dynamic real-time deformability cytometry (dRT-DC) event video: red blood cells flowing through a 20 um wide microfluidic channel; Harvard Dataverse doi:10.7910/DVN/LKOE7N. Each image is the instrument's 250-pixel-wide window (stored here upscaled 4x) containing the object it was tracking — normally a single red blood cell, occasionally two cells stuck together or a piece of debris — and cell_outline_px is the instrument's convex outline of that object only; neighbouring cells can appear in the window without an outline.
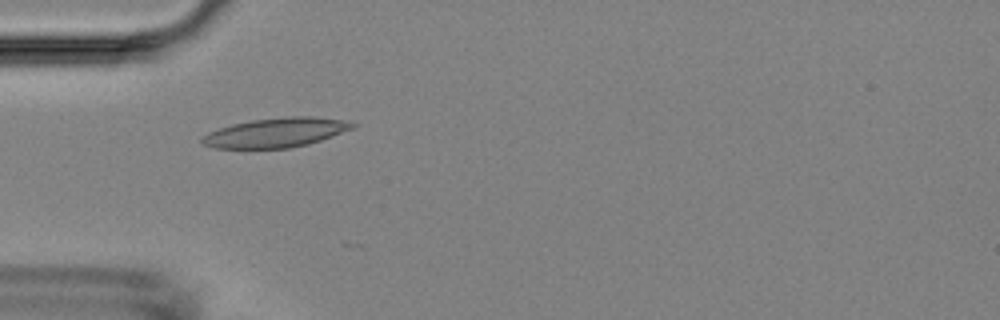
{"species": "Egyptian fruit bat (a non-hibernating species)", "species_latin": "Rousettus aegyptiacus", "temperature_condition": "room temperature", "stored_images_in_passage": 48, "camera_frame_rate_fps": 3000, "um_per_image_px": 0.085, "animal": {"sex": "female"}, "frame": {"image": 1, "passage_image": 17, "time_ms": 5.333, "image_size_px": [1000, 320], "cell_outline_px": [[356, 128], [308, 144], [288, 148], [212, 148], [200, 144], [200, 136], [208, 132], [232, 124], [252, 120], [292, 116], [312, 116], [340, 120], [356, 124]], "centroid_in_image_um": [23.4, 11.28], "position_along_channel_um": 61.6, "area_um2": 25.78}}
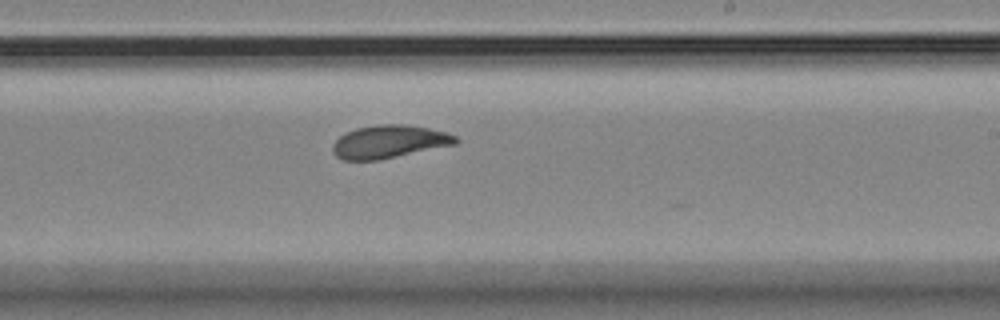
{"frame": {"image": 2, "passage_image": 33, "time_ms": 10.667, "image_size_px": [1000, 320], "cell_outline_px": [[460, 140], [456, 144], [380, 160], [344, 160], [336, 156], [332, 152], [332, 144], [344, 132], [356, 128], [380, 124], [404, 124], [428, 128], [444, 132], [456, 136]], "centroid_in_image_um": [33.05, 12.05], "position_along_channel_um": 255.9, "area_um2": 23.7}}
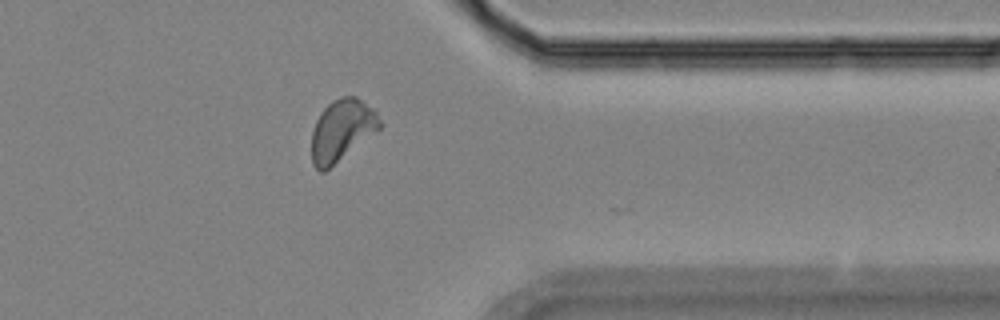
{"frame": {"image": 3, "passage_image": 44, "time_ms": 14.333, "image_size_px": [1000, 320], "cell_outline_px": [[380, 128], [324, 172], [320, 172], [312, 164], [312, 132], [316, 120], [320, 112], [332, 100], [344, 96], [356, 96], [372, 108], [376, 112], [380, 120]], "centroid_in_image_um": [29.02, 11.06], "position_along_channel_um": 382.4, "area_um2": 24.04}, "authors_computed_cell_mechanics": {"area_um2": 23.987, "velocity_mm_per_s": 3.6691, "shape_relaxation_time_tau1_ms": 3.4068, "shape_relaxation_time_tau2_ms": 2.0127, "deformation_change_tau1": 0.109, "deformation_change_tau2": 0.0715}}